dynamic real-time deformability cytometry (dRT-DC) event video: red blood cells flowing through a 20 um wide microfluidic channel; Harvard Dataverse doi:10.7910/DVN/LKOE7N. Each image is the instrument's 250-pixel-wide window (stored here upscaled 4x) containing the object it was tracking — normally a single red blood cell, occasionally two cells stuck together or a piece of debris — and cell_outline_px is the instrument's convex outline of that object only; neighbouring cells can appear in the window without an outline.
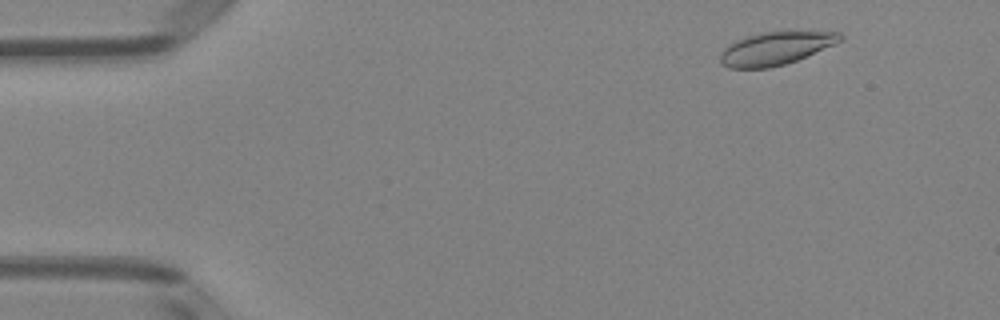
{"species": "Egyptian fruit bat (a non-hibernating species)", "species_latin": "Rousettus aegyptiacus", "temperature_condition": "room temperature", "stored_images_in_passage": 50, "camera_frame_rate_fps": 3000, "um_per_image_px": 0.085, "animal": {"sex": "female"}, "frame": {"image": 1, "passage_image": 4, "time_ms": 1.0, "image_size_px": [1000, 320], "cell_outline_px": [[844, 40], [836, 44], [796, 60], [784, 64], [768, 68], [728, 68], [720, 64], [720, 52], [724, 48], [736, 40], [760, 32], [840, 32], [844, 36]], "centroid_in_image_um": [65.92, 4.12], "position_along_channel_um": 19.1, "area_um2": 22.95}}
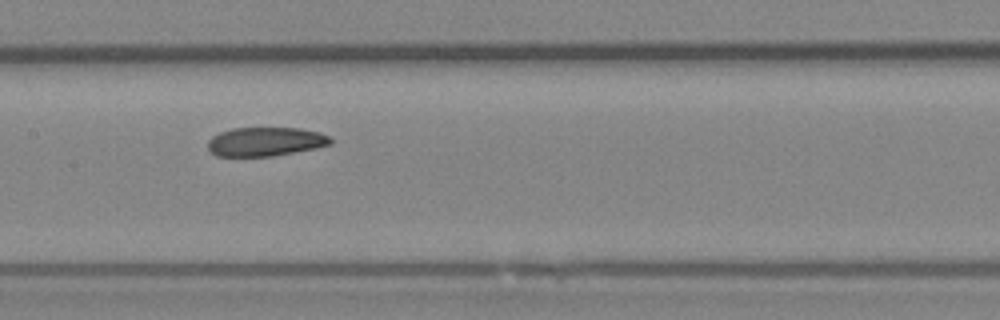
{"frame": {"image": 2, "passage_image": 24, "time_ms": 7.667, "image_size_px": [1000, 320], "cell_outline_px": [[332, 144], [316, 148], [272, 156], [216, 156], [208, 148], [208, 140], [212, 136], [220, 132], [232, 128], [300, 128], [320, 132], [332, 136]], "centroid_in_image_um": [22.59, 12.03], "position_along_channel_um": 184.8, "area_um2": 20.81}}
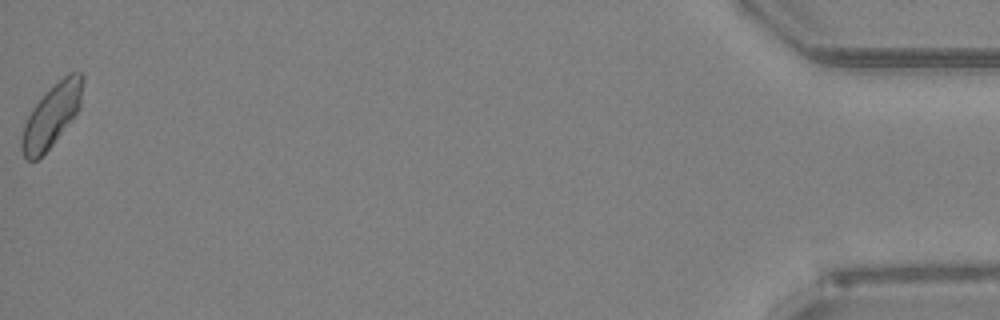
{"frame": {"image": 3, "passage_image": 50, "time_ms": 16.333, "image_size_px": [1000, 320], "cell_outline_px": [[84, 80], [80, 108], [52, 144], [36, 160], [24, 160], [20, 148], [20, 140], [24, 124], [32, 108], [68, 72], [84, 72]], "centroid_in_image_um": [4.38, 9.83], "position_along_channel_um": 430.8, "area_um2": 21.85}, "authors_computed_cell_mechanics": {"area_um2": 22.1663, "velocity_mm_per_s": 3.9466, "shape_relaxation_time_tau1_ms": 9.6376, "shape_relaxation_time_tau2_ms": 8.5929, "deformation_change_tau1": 0.1612, "deformation_change_tau2": 0.1103}}